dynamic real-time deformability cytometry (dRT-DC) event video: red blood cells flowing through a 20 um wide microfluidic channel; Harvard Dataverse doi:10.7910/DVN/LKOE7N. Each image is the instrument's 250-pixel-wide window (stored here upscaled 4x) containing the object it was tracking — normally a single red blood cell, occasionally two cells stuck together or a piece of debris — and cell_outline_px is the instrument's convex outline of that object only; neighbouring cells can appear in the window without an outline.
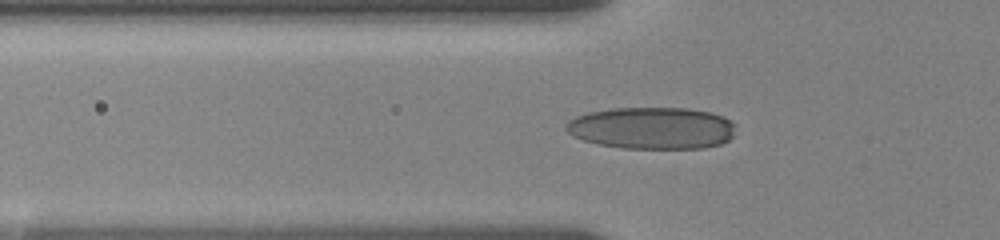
{"species": "human", "species_latin": "Homo sapiens", "temperature_condition": "room temperature", "stored_images_in_passage": 47, "camera_frame_rate_fps": 3000, "um_per_image_px": 0.085, "donor": {"sex": "female"}, "frame": {"image": 1, "passage_image": 20, "time_ms": 6.0, "image_size_px": [1000, 240], "cell_outline_px": [[736, 136], [720, 144], [704, 148], [624, 148], [600, 144], [584, 140], [572, 136], [564, 128], [564, 124], [568, 120], [576, 116], [588, 112], [612, 108], [688, 108], [712, 112], [736, 124]], "centroid_in_image_um": [55.43, 10.88], "position_along_channel_um": 70.4, "area_um2": 41.79}}
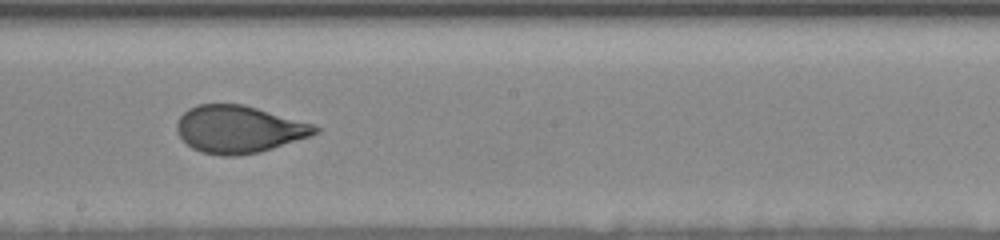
{"frame": {"image": 2, "passage_image": 35, "time_ms": 10.333, "image_size_px": [1000, 240], "cell_outline_px": [[320, 132], [260, 152], [236, 156], [220, 156], [200, 152], [192, 148], [180, 136], [176, 128], [176, 124], [180, 116], [188, 108], [196, 104], [244, 104], [312, 124], [320, 128]], "centroid_in_image_um": [20.26, 10.99], "position_along_channel_um": 227.9, "area_um2": 37.92}}
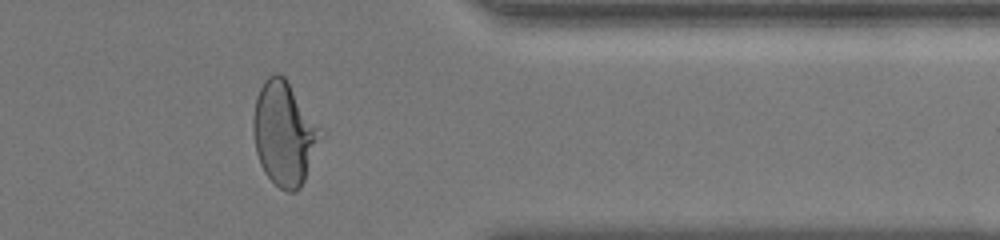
{"frame": {"image": 3, "passage_image": 44, "time_ms": 15.0, "image_size_px": [1000, 240], "cell_outline_px": [[324, 136], [304, 180], [300, 188], [292, 192], [288, 192], [280, 188], [264, 172], [260, 164], [256, 152], [252, 128], [252, 120], [256, 96], [264, 80], [272, 72], [276, 72], [284, 76], [324, 132]], "centroid_in_image_um": [24.16, 11.33], "position_along_channel_um": 387.2, "area_um2": 40.92}}